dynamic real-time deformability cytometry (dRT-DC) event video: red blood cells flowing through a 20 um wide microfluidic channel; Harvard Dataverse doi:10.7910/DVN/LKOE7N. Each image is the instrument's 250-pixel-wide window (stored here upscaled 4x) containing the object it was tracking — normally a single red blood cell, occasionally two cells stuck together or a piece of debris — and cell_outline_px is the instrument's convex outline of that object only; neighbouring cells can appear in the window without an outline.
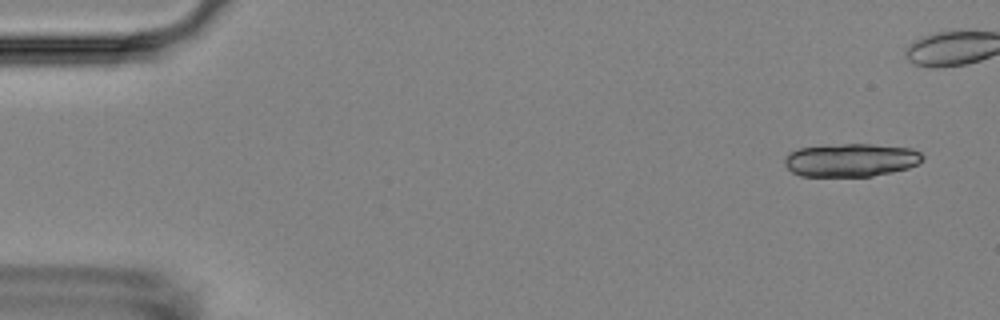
{"species": "Egyptian fruit bat (a non-hibernating species)", "species_latin": "Rousettus aegyptiacus", "temperature_condition": "room temperature", "stored_images_in_passage": 5, "camera_frame_rate_fps": 3000, "um_per_image_px": 0.085, "animal": {"sex": "female"}, "frame": {"image": 1, "passage_image": 1, "time_ms": 0.0, "image_size_px": [1000, 320], "cell_outline_px": [[924, 156], [916, 164], [908, 168], [892, 172], [872, 176], [800, 176], [792, 172], [784, 164], [784, 160], [792, 152], [800, 148], [844, 144], [872, 144], [912, 148], [920, 152]], "centroid_in_image_um": [72.35, 13.61], "position_along_channel_um": 12.7, "area_um2": 26.41}}